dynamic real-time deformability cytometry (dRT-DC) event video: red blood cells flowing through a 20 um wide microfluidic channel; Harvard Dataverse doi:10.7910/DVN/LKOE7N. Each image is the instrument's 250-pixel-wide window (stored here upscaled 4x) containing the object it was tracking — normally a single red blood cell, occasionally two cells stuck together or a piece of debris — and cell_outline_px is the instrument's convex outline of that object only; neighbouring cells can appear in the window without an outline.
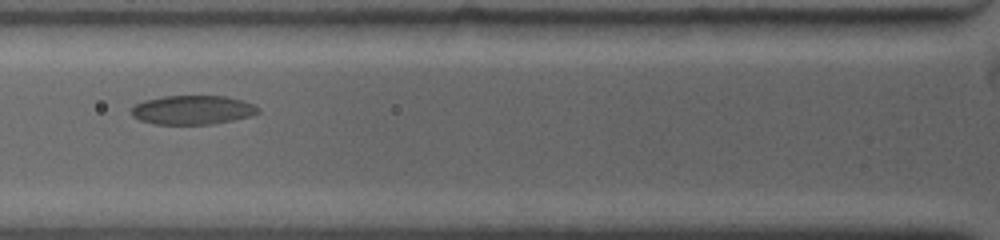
{"species": "common noctule bat (a hibernating species)", "species_latin": "Nyctalus noctula", "temperature_condition": "warm", "stored_images_in_passage": 4, "camera_frame_rate_fps": 4500, "um_per_image_px": 0.085, "animal": {"sex": "female", "body_mass_g": 19.0, "forearm_length_mm": 53.3}, "frame": {"image": 1, "passage_image": 3, "time_ms": 2.0, "image_size_px": [1000, 240], "cell_outline_px": [[260, 112], [248, 116], [232, 120], [208, 124], [156, 124], [140, 120], [132, 116], [132, 108], [136, 104], [144, 100], [164, 96], [224, 96], [240, 100], [252, 104]], "centroid_in_image_um": [16.32, 9.34], "position_along_channel_um": 109.5, "area_um2": 21.04}}